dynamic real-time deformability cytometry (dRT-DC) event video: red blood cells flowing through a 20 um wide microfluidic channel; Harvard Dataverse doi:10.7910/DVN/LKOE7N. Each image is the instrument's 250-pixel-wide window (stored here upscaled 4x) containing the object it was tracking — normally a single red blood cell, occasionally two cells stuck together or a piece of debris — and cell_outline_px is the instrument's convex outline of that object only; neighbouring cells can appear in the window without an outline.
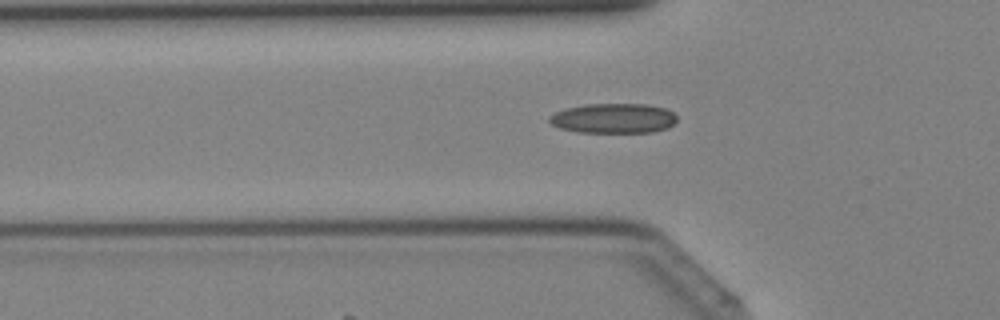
{"species": "Egyptian fruit bat (a non-hibernating species)", "species_latin": "Rousettus aegyptiacus", "temperature_condition": "cold", "stored_images_in_passage": 41, "camera_frame_rate_fps": 3000, "um_per_image_px": 0.085, "animal": {"sex": "female"}, "frame": {"image": 1, "passage_image": 14, "time_ms": 4.333, "image_size_px": [1000, 320], "cell_outline_px": [[676, 120], [668, 128], [652, 132], [580, 132], [560, 128], [552, 124], [548, 120], [548, 116], [564, 108], [588, 104], [648, 104], [664, 108], [672, 112], [676, 116]], "centroid_in_image_um": [52.13, 10.05], "position_along_channel_um": 73.7, "area_um2": 22.14}}
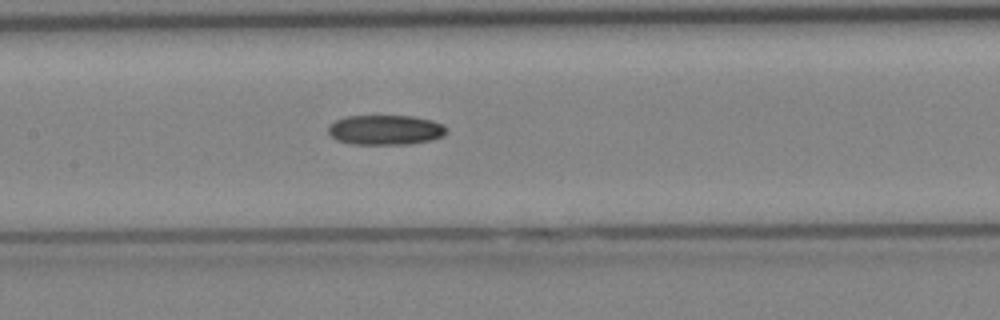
{"frame": {"image": 2, "passage_image": 20, "time_ms": 6.333, "image_size_px": [1000, 320], "cell_outline_px": [[444, 136], [432, 140], [408, 144], [352, 144], [336, 140], [328, 132], [328, 124], [344, 116], [412, 116], [432, 120], [444, 124]], "centroid_in_image_um": [32.73, 11.04], "position_along_channel_um": 174.7, "area_um2": 20.63}}
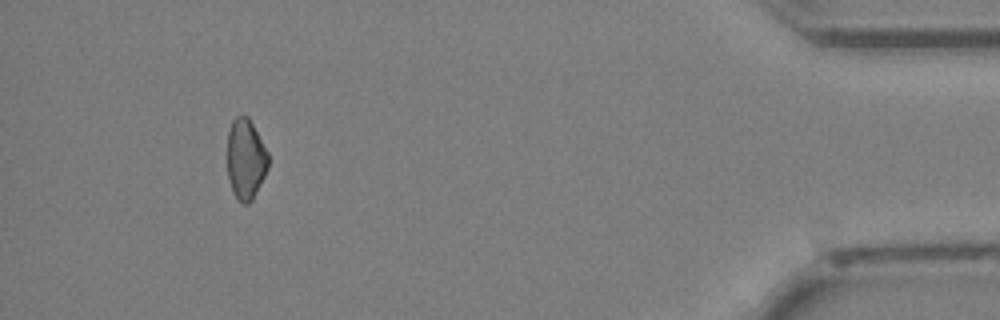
{"frame": {"image": 3, "passage_image": 38, "time_ms": 12.333, "image_size_px": [1000, 320], "cell_outline_px": [[268, 168], [252, 200], [248, 204], [244, 204], [232, 192], [228, 180], [228, 132], [232, 120], [236, 116], [248, 116], [268, 152]], "centroid_in_image_um": [20.88, 13.52], "position_along_channel_um": 414.3, "area_um2": 19.07}}